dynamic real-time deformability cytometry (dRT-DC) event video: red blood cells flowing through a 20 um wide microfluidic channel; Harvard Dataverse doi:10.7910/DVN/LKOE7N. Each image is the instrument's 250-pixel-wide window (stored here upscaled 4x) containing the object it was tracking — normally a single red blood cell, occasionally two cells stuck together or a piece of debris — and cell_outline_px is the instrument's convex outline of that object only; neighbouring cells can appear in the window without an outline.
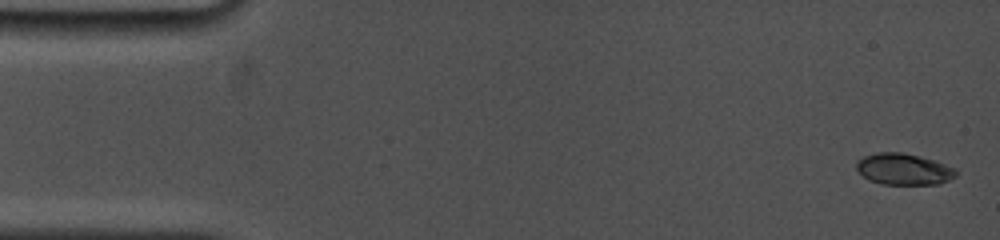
{"species": "common noctule bat (a hibernating species)", "species_latin": "Nyctalus noctula", "temperature_condition": "cold", "stored_images_in_passage": 53, "camera_frame_rate_fps": 5000, "um_per_image_px": 0.085, "animal": {"sex": "female", "body_mass_g": 19.0, "forearm_length_mm": 53.3}, "frame": {"image": 1, "passage_image": 1, "time_ms": 0.0, "image_size_px": [1000, 240], "cell_outline_px": [[956, 176], [940, 184], [880, 184], [868, 180], [856, 168], [856, 160], [864, 156], [876, 152], [900, 152], [936, 160], [956, 168]], "centroid_in_image_um": [76.81, 14.37], "position_along_channel_um": 8.2, "area_um2": 18.32}}
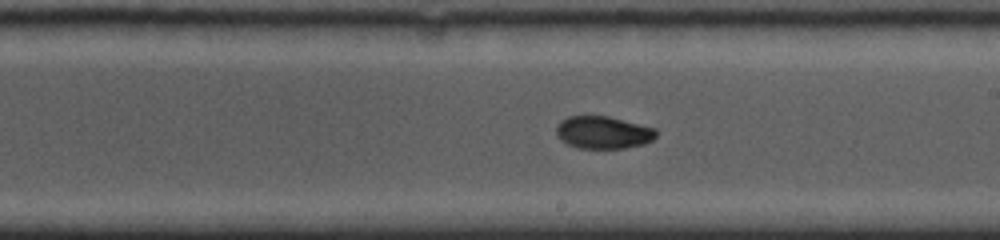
{"frame": {"image": 2, "passage_image": 27, "time_ms": 9.4, "image_size_px": [1000, 240], "cell_outline_px": [[656, 136], [652, 140], [644, 144], [624, 148], [576, 148], [560, 140], [556, 136], [556, 124], [560, 120], [568, 116], [608, 116], [656, 128]], "centroid_in_image_um": [51.23, 11.25], "position_along_channel_um": 237.8, "area_um2": 19.07}}
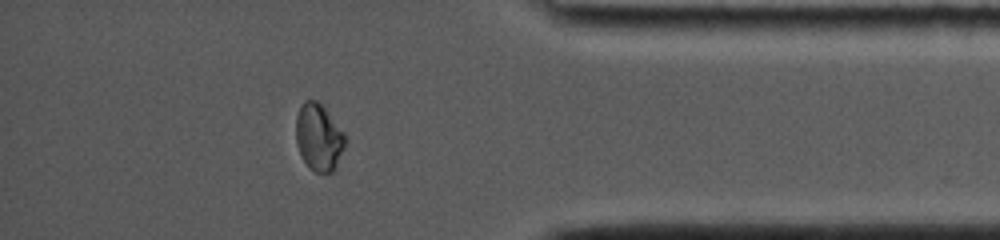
{"frame": {"image": 3, "passage_image": 46, "time_ms": 14.2, "image_size_px": [1000, 240], "cell_outline_px": [[344, 148], [332, 172], [316, 172], [308, 168], [300, 156], [296, 144], [296, 116], [304, 100], [316, 100], [324, 108], [344, 132]], "centroid_in_image_um": [27.05, 11.68], "position_along_channel_um": 408.1, "area_um2": 19.02}, "authors_computed_cell_mechanics": {"area_um2": 19.074, "velocity_mm_per_s": 3.7999, "shape_relaxation_time_tau1_ms": 9.6007, "shape_relaxation_time_tau2_ms": 1.2496, "deformation_change_tau1": 0.2436, "deformation_change_tau2": 0.0306}}